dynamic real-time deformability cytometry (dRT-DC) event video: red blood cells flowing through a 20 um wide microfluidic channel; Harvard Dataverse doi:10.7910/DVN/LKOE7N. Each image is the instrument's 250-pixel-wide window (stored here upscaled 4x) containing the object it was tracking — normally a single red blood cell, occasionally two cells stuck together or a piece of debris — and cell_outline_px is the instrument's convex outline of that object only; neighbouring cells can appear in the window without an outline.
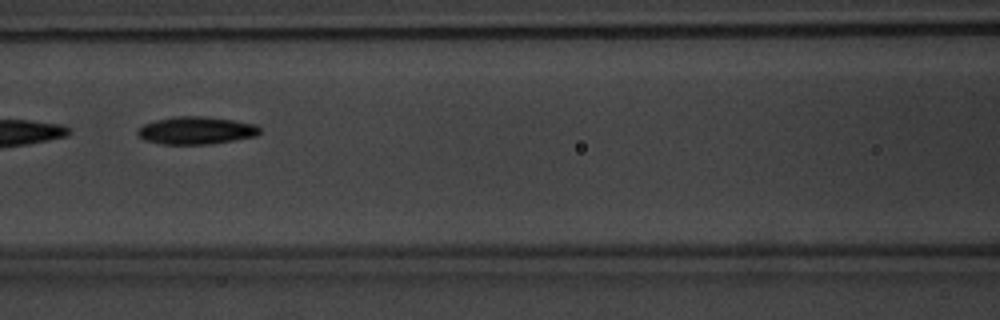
{"species": "common noctule bat (a hibernating species)", "species_latin": "Nyctalus noctula", "temperature_condition": "warm", "stored_images_in_passage": 5, "camera_frame_rate_fps": 3000, "um_per_image_px": 0.085, "animal": {"sex": "male", "body_mass_g": 20.1, "forearm_length_mm": 53.5}, "frame": {"image": 1, "passage_image": 3, "time_ms": 2.333, "image_size_px": [1000, 320], "cell_outline_px": [[260, 132], [256, 136], [208, 144], [160, 144], [144, 140], [136, 132], [136, 128], [144, 124], [156, 120], [172, 116], [204, 116], [232, 120], [256, 124], [260, 128]], "centroid_in_image_um": [16.63, 11.08], "position_along_channel_um": 150.0, "area_um2": 19.65}}
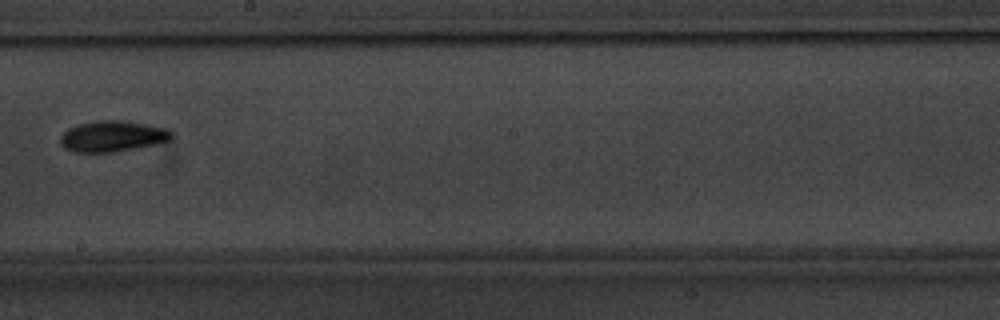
{"frame": {"image": 2, "passage_image": 5, "time_ms": 4.667, "image_size_px": [1000, 320], "cell_outline_px": [[172, 140], [164, 144], [116, 152], [72, 152], [64, 148], [60, 144], [60, 136], [68, 128], [76, 124], [96, 120], [120, 120], [148, 124], [168, 128], [172, 132]], "centroid_in_image_um": [9.61, 11.59], "position_along_channel_um": 238.6, "area_um2": 20.75}}